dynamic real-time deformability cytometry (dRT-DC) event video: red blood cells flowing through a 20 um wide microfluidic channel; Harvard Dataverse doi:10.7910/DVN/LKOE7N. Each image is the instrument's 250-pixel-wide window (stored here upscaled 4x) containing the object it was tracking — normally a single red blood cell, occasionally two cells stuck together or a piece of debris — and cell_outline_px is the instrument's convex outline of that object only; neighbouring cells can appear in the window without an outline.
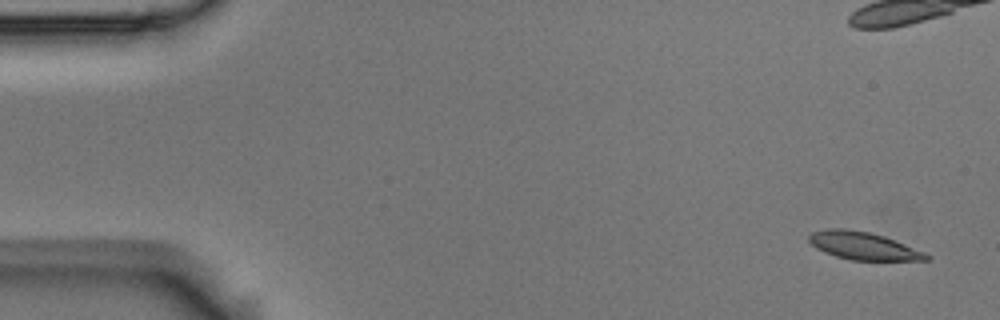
{"species": "Egyptian fruit bat (a non-hibernating species)", "species_latin": "Rousettus aegyptiacus", "temperature_condition": "room temperature", "stored_images_in_passage": 10, "camera_frame_rate_fps": 3000, "um_per_image_px": 0.085, "animal": {"sex": "male"}, "frame": {"image": 1, "passage_image": 1, "time_ms": 0.0, "image_size_px": [1000, 320], "cell_outline_px": [[932, 256], [928, 260], [852, 260], [836, 256], [824, 252], [816, 248], [808, 240], [808, 236], [812, 232], [828, 228], [844, 228], [868, 232], [884, 236], [924, 252]], "centroid_in_image_um": [73.36, 20.89], "position_along_channel_um": 11.6, "area_um2": 18.79}}
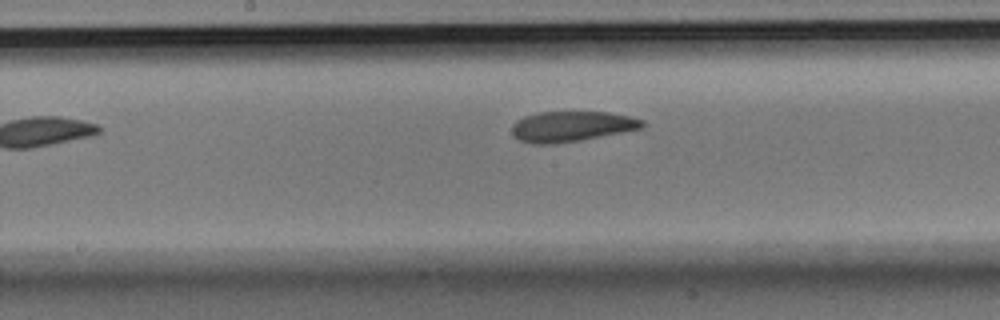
{"frame": {"image": 2, "passage_image": 9, "time_ms": 2.667, "image_size_px": [1000, 320], "cell_outline_px": [[644, 128], [624, 132], [580, 140], [552, 144], [532, 144], [520, 140], [512, 132], [512, 124], [516, 120], [524, 116], [540, 112], [608, 112], [628, 116], [644, 120]], "centroid_in_image_um": [48.59, 10.74], "position_along_channel_um": 199.6, "area_um2": 23.06}}
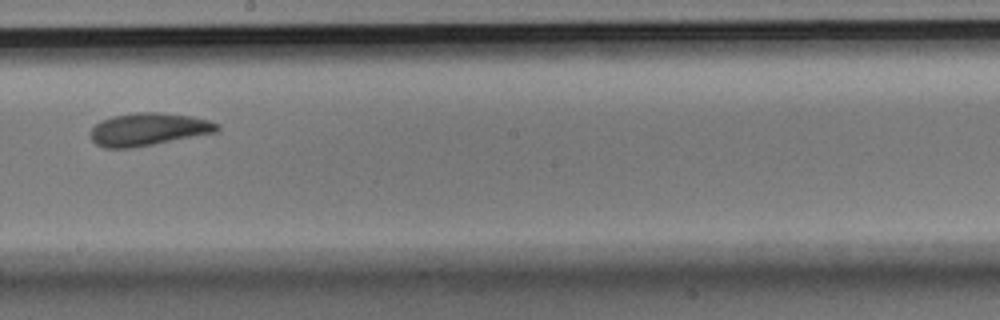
{"frame": {"image": 3, "passage_image": 10, "time_ms": 3.0, "image_size_px": [1000, 320], "cell_outline_px": [[220, 128], [216, 132], [132, 148], [104, 148], [96, 144], [92, 140], [92, 128], [100, 120], [112, 116], [136, 112], [160, 112], [192, 116], [208, 120], [220, 124]], "centroid_in_image_um": [12.61, 10.98], "position_along_channel_um": 235.6, "area_um2": 24.04}}